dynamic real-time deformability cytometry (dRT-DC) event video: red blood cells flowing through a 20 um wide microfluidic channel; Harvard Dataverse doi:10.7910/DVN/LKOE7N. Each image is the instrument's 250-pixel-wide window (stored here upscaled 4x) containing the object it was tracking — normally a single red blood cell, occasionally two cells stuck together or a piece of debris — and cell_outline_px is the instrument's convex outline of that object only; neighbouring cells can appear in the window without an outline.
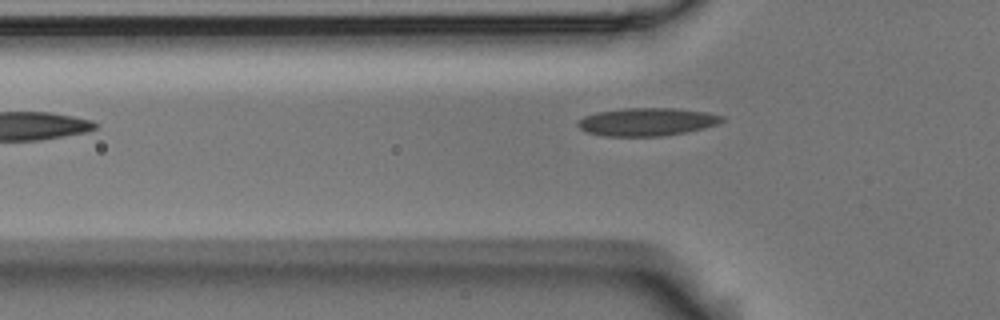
{"species": "Egyptian fruit bat (a non-hibernating species)", "species_latin": "Rousettus aegyptiacus", "temperature_condition": "room temperature", "stored_images_in_passage": 4, "camera_frame_rate_fps": 3000, "um_per_image_px": 0.085, "animal": {"sex": "male"}, "frame": {"image": 1, "passage_image": 4, "time_ms": 1.0, "image_size_px": [1000, 320], "cell_outline_px": [[724, 120], [716, 124], [704, 128], [684, 132], [660, 136], [604, 136], [584, 132], [576, 124], [576, 120], [584, 116], [596, 112], [620, 108], [676, 108], [704, 112], [724, 116]], "centroid_in_image_um": [54.91, 10.35], "position_along_channel_um": 70.9, "area_um2": 23.58}}